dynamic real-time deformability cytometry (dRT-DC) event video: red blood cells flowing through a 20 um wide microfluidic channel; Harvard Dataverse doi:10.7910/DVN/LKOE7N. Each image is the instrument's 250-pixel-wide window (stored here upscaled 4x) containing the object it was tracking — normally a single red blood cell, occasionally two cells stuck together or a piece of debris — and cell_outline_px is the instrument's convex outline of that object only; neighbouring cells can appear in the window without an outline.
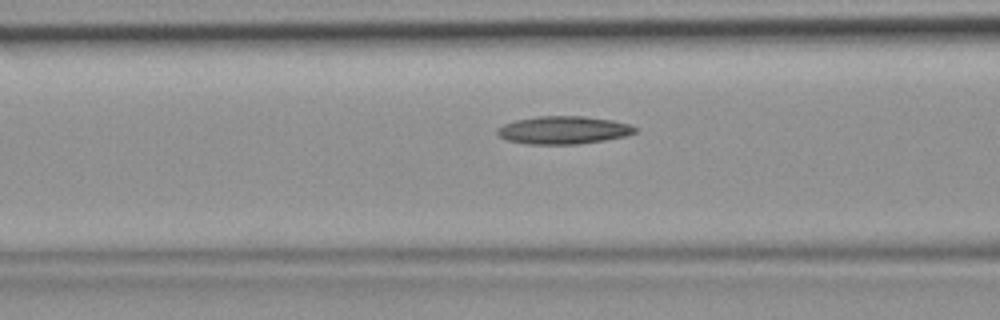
{"species": "common noctule bat (a hibernating species)", "species_latin": "Nyctalus noctula", "temperature_condition": "room temperature", "stored_images_in_passage": 33, "camera_frame_rate_fps": 3000, "um_per_image_px": 0.085, "animal": {"sex": "female", "body_mass_g": 19.9}, "frame": {"image": 1, "passage_image": 15, "time_ms": 4.667, "image_size_px": [1000, 320], "cell_outline_px": [[636, 132], [624, 136], [604, 140], [576, 144], [528, 144], [508, 140], [500, 136], [496, 132], [496, 128], [504, 124], [516, 120], [536, 116], [584, 116], [612, 120], [628, 124], [636, 128]], "centroid_in_image_um": [47.86, 11.05], "position_along_channel_um": 118.7, "area_um2": 22.2}}